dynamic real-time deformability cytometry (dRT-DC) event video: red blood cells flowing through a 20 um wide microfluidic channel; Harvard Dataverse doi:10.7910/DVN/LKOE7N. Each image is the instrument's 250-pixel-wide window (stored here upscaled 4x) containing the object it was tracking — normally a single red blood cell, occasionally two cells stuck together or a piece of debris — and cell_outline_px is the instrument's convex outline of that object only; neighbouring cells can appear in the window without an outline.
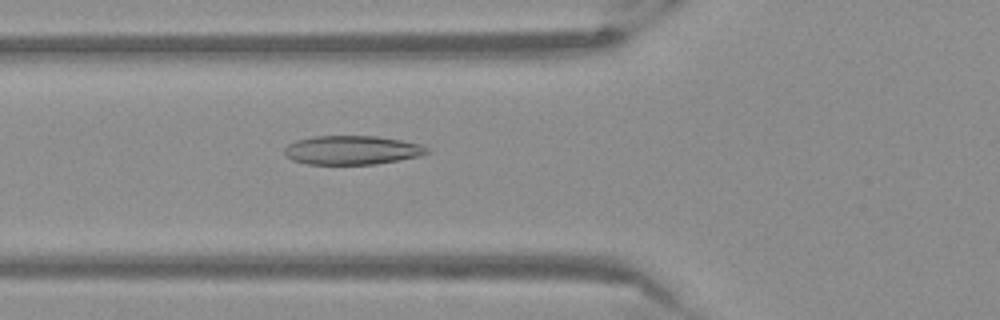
{"species": "Egyptian fruit bat (a non-hibernating species)", "species_latin": "Rousettus aegyptiacus", "temperature_condition": "warm", "stored_images_in_passage": 38, "camera_frame_rate_fps": 3000, "um_per_image_px": 0.085, "frame": {"image": 1, "passage_image": 5, "time_ms": 1.333, "image_size_px": [1000, 320], "cell_outline_px": [[428, 152], [416, 156], [376, 164], [308, 164], [292, 160], [284, 156], [284, 148], [288, 144], [296, 140], [312, 136], [376, 136], [400, 140], [420, 144], [428, 148]], "centroid_in_image_um": [29.84, 12.75], "position_along_channel_um": 96.0, "area_um2": 23.87}}
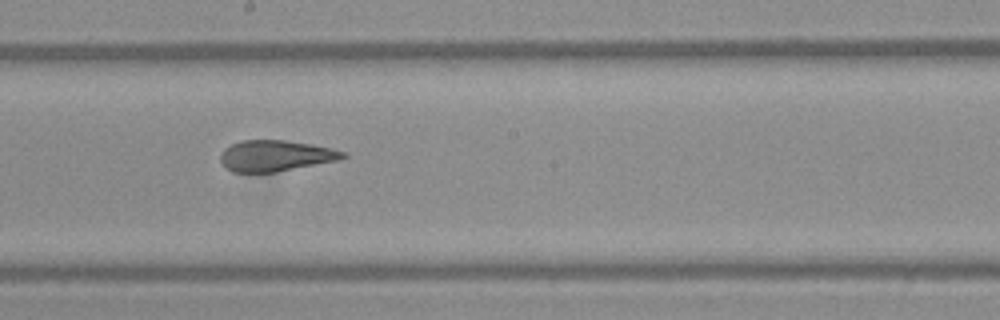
{"frame": {"image": 2, "passage_image": 15, "time_ms": 4.667, "image_size_px": [1000, 320], "cell_outline_px": [[348, 156], [340, 160], [276, 172], [232, 172], [220, 160], [220, 152], [224, 148], [240, 140], [284, 140], [308, 144], [328, 148], [344, 152]], "centroid_in_image_um": [23.4, 13.24], "position_along_channel_um": 224.8, "area_um2": 21.96}}
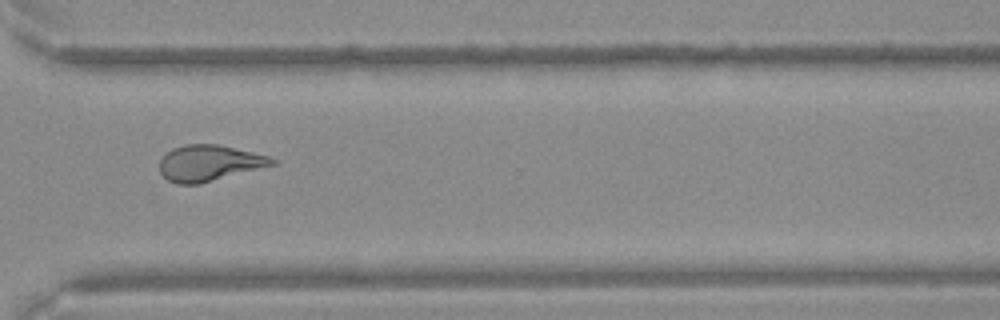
{"frame": {"image": 3, "passage_image": 25, "time_ms": 8.0, "image_size_px": [1000, 320], "cell_outline_px": [[276, 164], [200, 184], [176, 184], [168, 180], [160, 172], [160, 160], [172, 148], [184, 144], [220, 144], [268, 156], [276, 160]], "centroid_in_image_um": [17.77, 13.86], "position_along_channel_um": 352.8, "area_um2": 23.52}}